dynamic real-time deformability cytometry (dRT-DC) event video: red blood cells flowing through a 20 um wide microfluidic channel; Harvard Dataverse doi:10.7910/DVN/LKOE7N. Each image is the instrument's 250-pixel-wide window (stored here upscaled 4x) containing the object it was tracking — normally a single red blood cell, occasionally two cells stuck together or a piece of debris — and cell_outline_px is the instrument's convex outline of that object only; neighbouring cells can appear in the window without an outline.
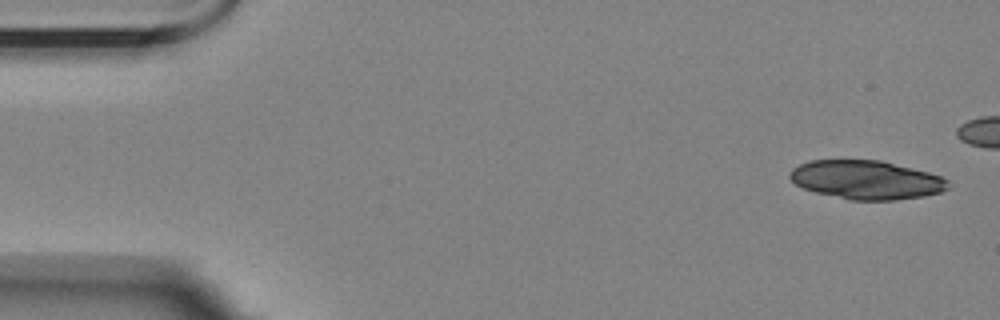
{"species": "Egyptian fruit bat (a non-hibernating species)", "species_latin": "Rousettus aegyptiacus", "temperature_condition": "room temperature", "stored_images_in_passage": 45, "camera_frame_rate_fps": 3000, "um_per_image_px": 0.085, "animal": {"sex": "female"}, "frame": {"image": 1, "passage_image": 1, "time_ms": 0.0, "image_size_px": [1000, 320], "cell_outline_px": [[948, 188], [940, 192], [924, 196], [896, 200], [848, 200], [816, 192], [804, 188], [796, 184], [788, 176], [792, 168], [808, 160], [880, 160], [928, 172], [940, 176], [948, 180]], "centroid_in_image_um": [73.62, 15.29], "position_along_channel_um": 11.4, "area_um2": 35.66}}